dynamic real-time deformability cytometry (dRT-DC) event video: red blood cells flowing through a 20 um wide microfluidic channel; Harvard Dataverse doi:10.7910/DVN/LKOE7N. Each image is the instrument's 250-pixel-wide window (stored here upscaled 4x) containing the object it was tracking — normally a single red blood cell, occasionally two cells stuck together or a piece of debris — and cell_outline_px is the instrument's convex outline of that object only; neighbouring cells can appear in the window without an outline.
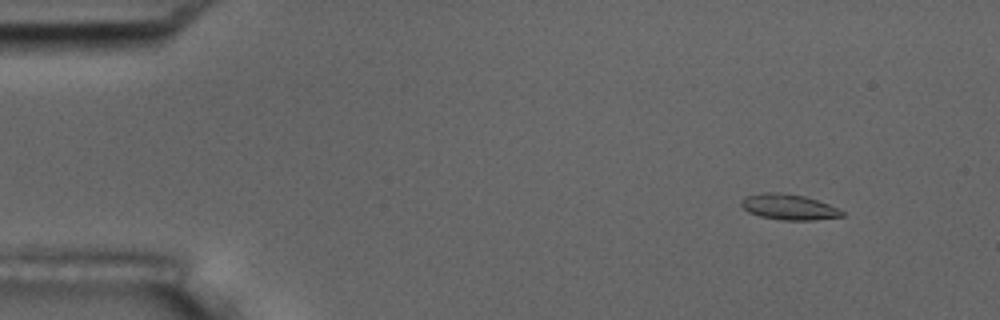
{"species": "common noctule bat (a hibernating species)", "species_latin": "Nyctalus noctula", "temperature_condition": "room temperature", "stored_images_in_passage": 4, "camera_frame_rate_fps": 3000, "um_per_image_px": 0.085, "animal": {"sex": "male", "body_mass_g": 17.5, "forearm_length_mm": 52.3}, "frame": {"image": 1, "passage_image": 2, "time_ms": 1.0, "image_size_px": [1000, 320], "cell_outline_px": [[844, 216], [812, 220], [784, 220], [760, 216], [748, 212], [740, 204], [740, 200], [748, 196], [760, 192], [780, 192], [804, 196], [828, 204], [844, 212]], "centroid_in_image_um": [67.02, 17.59], "position_along_channel_um": 18.0, "area_um2": 14.91}}